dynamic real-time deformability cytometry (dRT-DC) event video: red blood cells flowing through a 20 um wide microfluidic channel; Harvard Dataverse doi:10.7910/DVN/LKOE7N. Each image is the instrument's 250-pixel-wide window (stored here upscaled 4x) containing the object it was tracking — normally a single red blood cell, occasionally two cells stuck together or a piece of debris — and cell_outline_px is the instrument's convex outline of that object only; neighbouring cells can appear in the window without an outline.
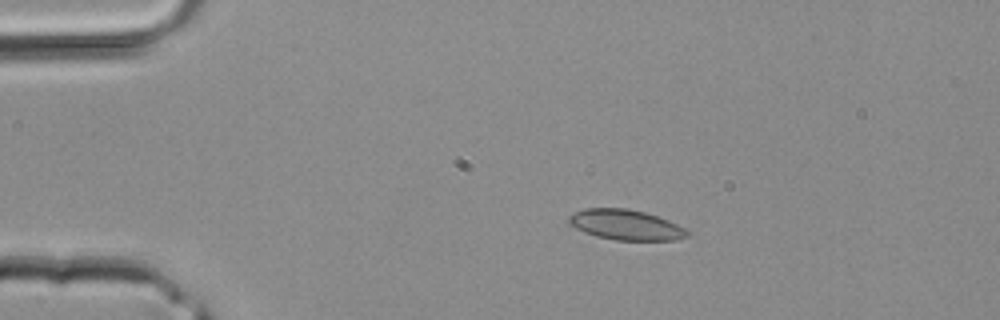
{"species": "common noctule bat (a hibernating species)", "species_latin": "Nyctalus noctula", "temperature_condition": "room temperature", "stored_images_in_passage": 40, "camera_frame_rate_fps": 3000, "um_per_image_px": 0.085, "animal": {"sex": "male", "body_mass_g": 20.4}, "frame": {"image": 1, "passage_image": 8, "time_ms": 2.333, "image_size_px": [1000, 320], "cell_outline_px": [[688, 236], [676, 240], [616, 240], [596, 236], [584, 232], [568, 224], [568, 216], [584, 208], [628, 208], [644, 212], [668, 220], [684, 228], [688, 232]], "centroid_in_image_um": [53.16, 19.11], "position_along_channel_um": 31.8, "area_um2": 20.81}}
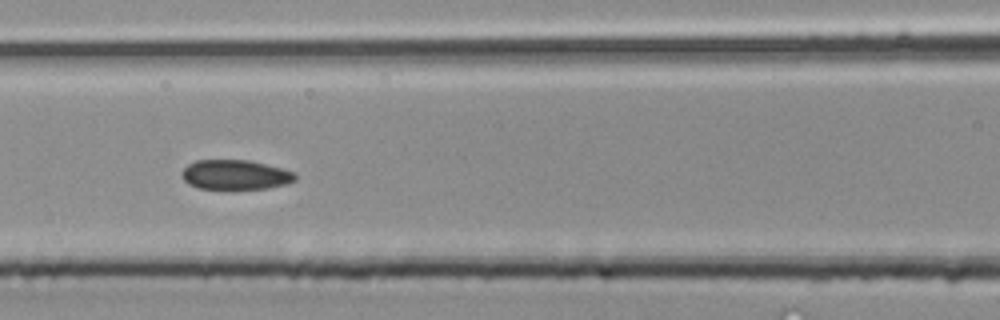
{"frame": {"image": 2, "passage_image": 18, "time_ms": 5.667, "image_size_px": [1000, 320], "cell_outline_px": [[296, 180], [284, 184], [268, 188], [200, 188], [188, 184], [180, 176], [180, 172], [188, 164], [196, 160], [248, 160], [280, 168], [292, 172], [296, 176]], "centroid_in_image_um": [19.94, 14.84], "position_along_channel_um": 146.7, "area_um2": 19.31}}
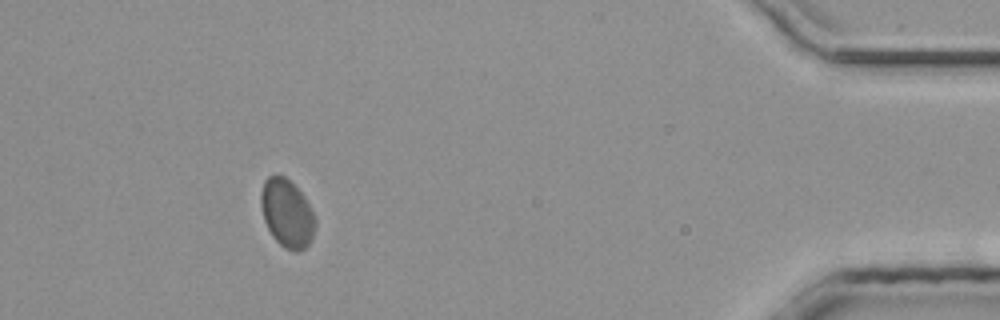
{"frame": {"image": 3, "passage_image": 37, "time_ms": 12.0, "image_size_px": [1000, 320], "cell_outline_px": [[316, 224], [312, 240], [304, 248], [296, 252], [292, 252], [284, 248], [272, 236], [264, 220], [260, 204], [260, 192], [264, 180], [268, 176], [284, 176], [304, 196], [312, 208], [316, 220]], "centroid_in_image_um": [24.4, 18.15], "position_along_channel_um": 410.8, "area_um2": 21.68}}